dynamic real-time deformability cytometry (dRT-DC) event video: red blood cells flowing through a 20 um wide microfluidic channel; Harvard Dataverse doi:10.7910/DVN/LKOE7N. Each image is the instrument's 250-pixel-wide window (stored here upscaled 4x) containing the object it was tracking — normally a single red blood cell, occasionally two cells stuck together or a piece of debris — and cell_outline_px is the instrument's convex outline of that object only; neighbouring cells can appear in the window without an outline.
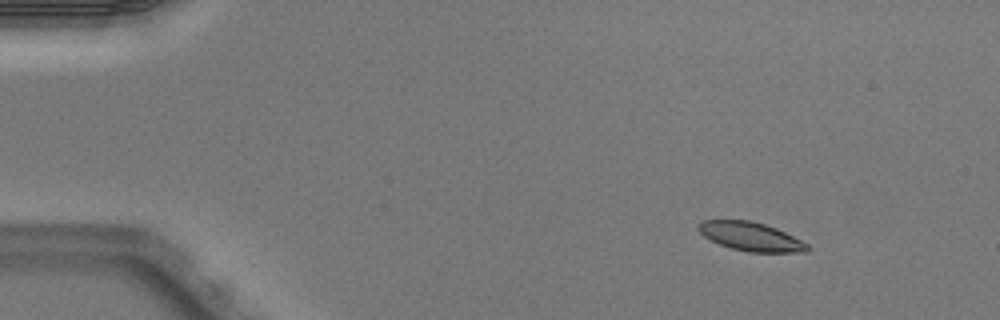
{"species": "Egyptian fruit bat (a non-hibernating species)", "species_latin": "Rousettus aegyptiacus", "temperature_condition": "warm", "stored_images_in_passage": 4, "camera_frame_rate_fps": 3000, "um_per_image_px": 0.085, "animal": {"sex": "male"}, "frame": {"image": 1, "passage_image": 1, "time_ms": 0.0, "image_size_px": [1000, 320], "cell_outline_px": [[812, 248], [808, 252], [748, 252], [732, 248], [720, 244], [704, 236], [696, 228], [696, 224], [700, 220], [748, 220], [764, 224], [776, 228], [808, 244]], "centroid_in_image_um": [63.8, 20.1], "position_along_channel_um": 21.2, "area_um2": 18.21}}